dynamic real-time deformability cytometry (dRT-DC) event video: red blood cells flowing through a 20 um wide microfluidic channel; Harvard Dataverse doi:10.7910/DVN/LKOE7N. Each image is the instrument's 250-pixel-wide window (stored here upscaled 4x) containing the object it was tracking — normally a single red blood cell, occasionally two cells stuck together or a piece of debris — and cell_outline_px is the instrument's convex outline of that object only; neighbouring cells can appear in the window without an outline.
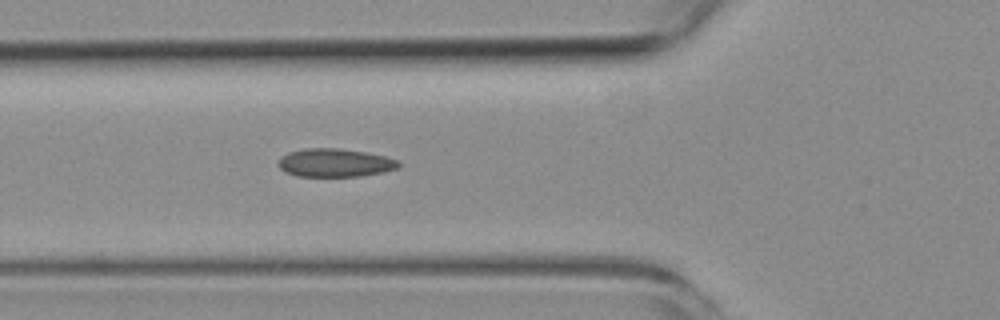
{"species": "common noctule bat (a hibernating species)", "species_latin": "Nyctalus noctula", "temperature_condition": "room temperature", "stored_images_in_passage": 2, "camera_frame_rate_fps": 3000, "um_per_image_px": 0.085, "animal": {"sex": "female", "body_mass_g": 19.3, "forearm_length_mm": 54.1}, "frame": {"image": 1, "passage_image": 2, "time_ms": 1.0, "image_size_px": [1000, 320], "cell_outline_px": [[400, 168], [360, 176], [296, 176], [284, 172], [276, 164], [288, 152], [304, 148], [340, 148], [364, 152], [384, 156], [396, 160], [400, 164]], "centroid_in_image_um": [28.43, 13.83], "position_along_channel_um": 97.4, "area_um2": 19.71}}